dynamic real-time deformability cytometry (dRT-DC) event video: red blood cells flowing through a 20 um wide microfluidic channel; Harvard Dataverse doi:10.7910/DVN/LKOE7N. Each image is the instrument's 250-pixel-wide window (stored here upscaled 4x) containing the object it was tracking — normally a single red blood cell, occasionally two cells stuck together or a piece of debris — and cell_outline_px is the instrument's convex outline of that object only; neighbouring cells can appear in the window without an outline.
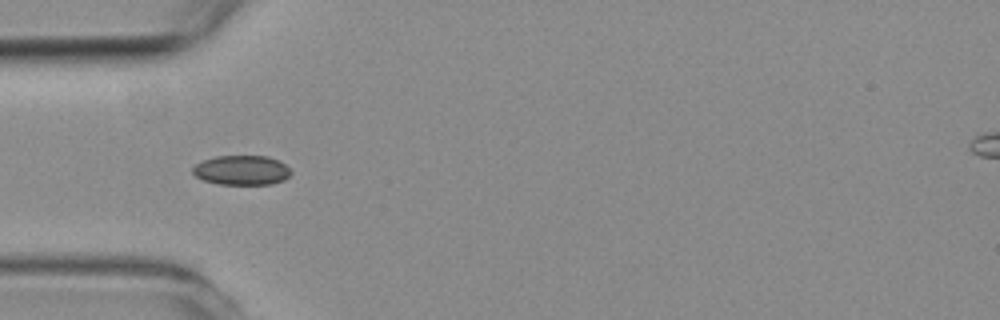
{"species": "common noctule bat (a hibernating species)", "species_latin": "Nyctalus noctula", "temperature_condition": "room temperature", "stored_images_in_passage": 10, "camera_frame_rate_fps": 3000, "um_per_image_px": 0.085, "animal": {"sex": "female", "body_mass_g": 19.3, "forearm_length_mm": 54.1}, "frame": {"image": 1, "passage_image": 6, "time_ms": 6.667, "image_size_px": [1000, 320], "cell_outline_px": [[292, 172], [284, 180], [272, 184], [216, 184], [204, 180], [196, 176], [192, 172], [192, 168], [196, 164], [204, 160], [216, 156], [268, 156], [284, 164]], "centroid_in_image_um": [20.53, 14.47], "position_along_channel_um": 64.5, "area_um2": 16.82}}
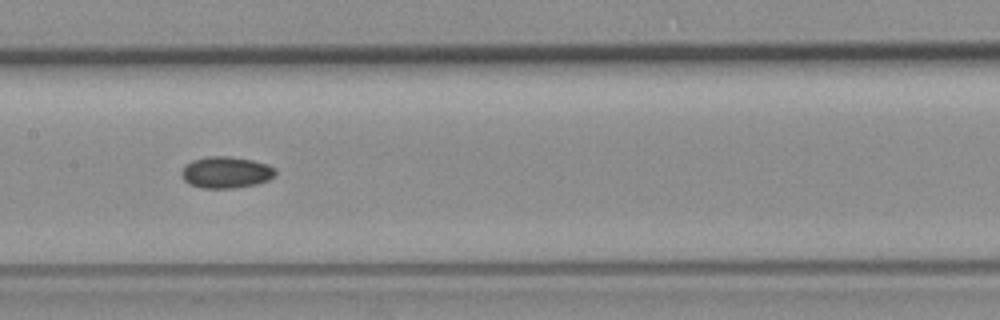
{"frame": {"image": 2, "passage_image": 9, "time_ms": 10.0, "image_size_px": [1000, 320], "cell_outline_px": [[276, 176], [268, 180], [256, 184], [232, 188], [200, 188], [188, 184], [184, 180], [180, 172], [192, 160], [212, 156], [228, 156], [252, 160], [268, 164], [276, 168]], "centroid_in_image_um": [19.24, 14.66], "position_along_channel_um": 188.2, "area_um2": 17.28}}
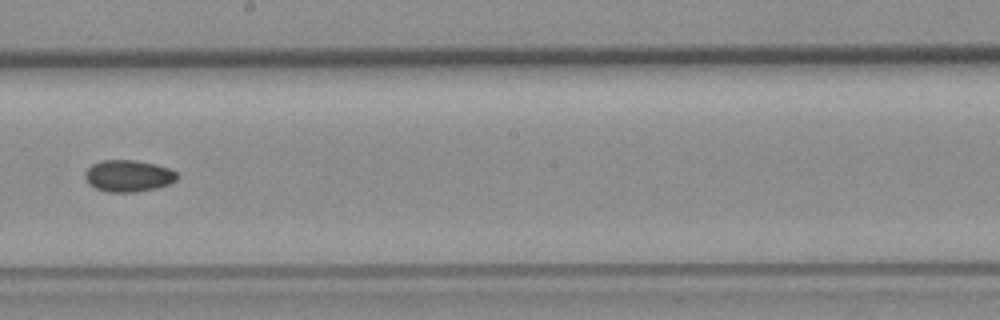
{"frame": {"image": 3, "passage_image": 10, "time_ms": 11.333, "image_size_px": [1000, 320], "cell_outline_px": [[180, 176], [176, 180], [168, 184], [156, 188], [136, 192], [108, 192], [96, 188], [88, 184], [84, 176], [84, 172], [92, 164], [100, 160], [132, 160], [156, 164], [168, 168], [176, 172]], "centroid_in_image_um": [10.89, 14.95], "position_along_channel_um": 237.3, "area_um2": 17.11}}